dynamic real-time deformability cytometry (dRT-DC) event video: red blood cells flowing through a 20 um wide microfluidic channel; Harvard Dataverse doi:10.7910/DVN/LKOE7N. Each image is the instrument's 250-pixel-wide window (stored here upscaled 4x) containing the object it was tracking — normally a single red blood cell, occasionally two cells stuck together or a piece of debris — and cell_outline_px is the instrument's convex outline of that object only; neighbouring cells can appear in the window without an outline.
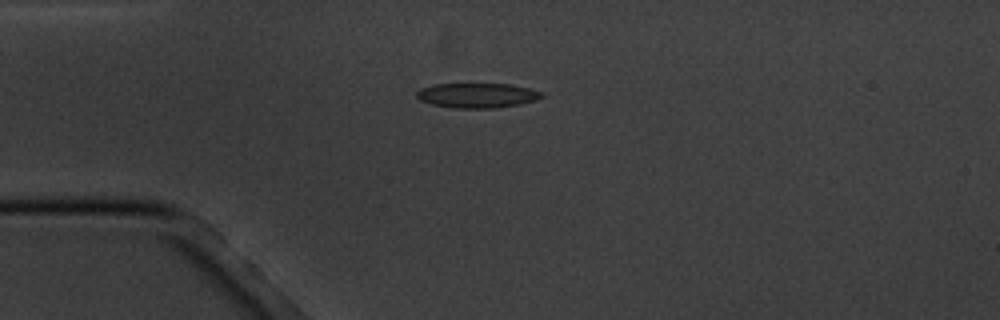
{"species": "common noctule bat (a hibernating species)", "species_latin": "Nyctalus noctula", "temperature_condition": "cold", "stored_images_in_passage": 5, "camera_frame_rate_fps": 3000, "um_per_image_px": 0.085, "animal": {"sex": "male", "body_mass_g": 20.1, "forearm_length_mm": 53.5}, "frame": {"image": 1, "passage_image": 4, "time_ms": 4.333, "image_size_px": [1000, 320], "cell_outline_px": [[544, 96], [536, 100], [520, 104], [496, 108], [452, 108], [432, 104], [420, 100], [416, 96], [416, 92], [420, 88], [436, 84], [508, 84], [528, 88], [544, 92]], "centroid_in_image_um": [40.57, 8.11], "position_along_channel_um": 44.4, "area_um2": 18.09}}